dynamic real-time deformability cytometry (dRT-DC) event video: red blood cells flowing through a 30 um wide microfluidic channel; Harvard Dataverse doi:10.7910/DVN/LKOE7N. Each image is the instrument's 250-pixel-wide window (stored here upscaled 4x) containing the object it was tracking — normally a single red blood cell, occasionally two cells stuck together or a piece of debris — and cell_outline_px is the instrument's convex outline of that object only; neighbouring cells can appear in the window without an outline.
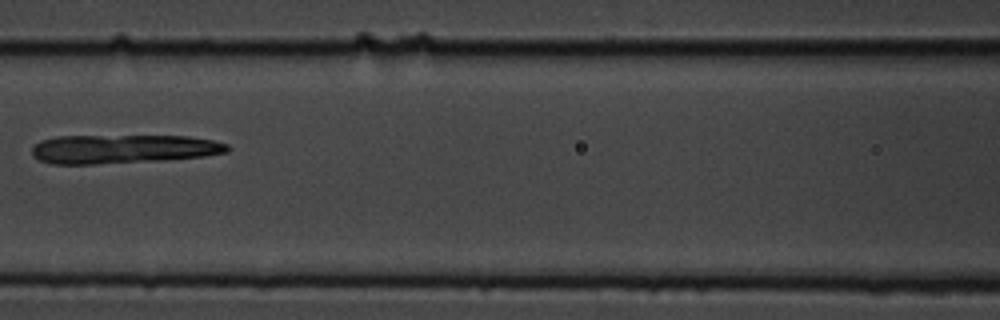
{"species": "common noctule bat (a hibernating species)", "species_latin": "Nyctalus noctula", "temperature_condition": "cold", "stored_images_in_passage": 4, "camera_frame_rate_fps": 3000, "um_per_image_px": 0.085, "animal": {"sex": "male", "body_mass_g": 19.5, "forearm_length_mm": 54.6}, "frame": {"image": 1, "passage_image": 3, "time_ms": 0.667, "image_size_px": [1000, 320], "cell_outline_px": [[232, 148], [228, 152], [204, 156], [168, 160], [96, 164], [52, 164], [40, 160], [32, 156], [32, 148], [40, 140], [56, 136], [188, 136], [212, 140], [228, 144]], "centroid_in_image_um": [10.48, 12.67], "position_along_channel_um": 156.1, "area_um2": 33.18}}